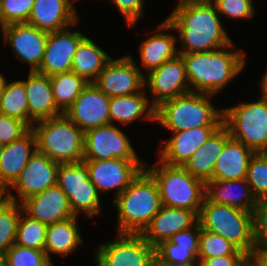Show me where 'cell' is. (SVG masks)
Instances as JSON below:
<instances>
[{
  "instance_id": "50",
  "label": "cell",
  "mask_w": 267,
  "mask_h": 266,
  "mask_svg": "<svg viewBox=\"0 0 267 266\" xmlns=\"http://www.w3.org/2000/svg\"><path fill=\"white\" fill-rule=\"evenodd\" d=\"M9 200L7 189L0 188V208Z\"/></svg>"
},
{
  "instance_id": "29",
  "label": "cell",
  "mask_w": 267,
  "mask_h": 266,
  "mask_svg": "<svg viewBox=\"0 0 267 266\" xmlns=\"http://www.w3.org/2000/svg\"><path fill=\"white\" fill-rule=\"evenodd\" d=\"M254 154L252 149L230 136L218 156L211 179H246L249 161Z\"/></svg>"
},
{
  "instance_id": "8",
  "label": "cell",
  "mask_w": 267,
  "mask_h": 266,
  "mask_svg": "<svg viewBox=\"0 0 267 266\" xmlns=\"http://www.w3.org/2000/svg\"><path fill=\"white\" fill-rule=\"evenodd\" d=\"M258 95V100L223 107V124L230 136L255 153L267 152V98Z\"/></svg>"
},
{
  "instance_id": "40",
  "label": "cell",
  "mask_w": 267,
  "mask_h": 266,
  "mask_svg": "<svg viewBox=\"0 0 267 266\" xmlns=\"http://www.w3.org/2000/svg\"><path fill=\"white\" fill-rule=\"evenodd\" d=\"M216 7L220 17L227 20H252L257 14L254 0H210ZM255 6V7H254Z\"/></svg>"
},
{
  "instance_id": "47",
  "label": "cell",
  "mask_w": 267,
  "mask_h": 266,
  "mask_svg": "<svg viewBox=\"0 0 267 266\" xmlns=\"http://www.w3.org/2000/svg\"><path fill=\"white\" fill-rule=\"evenodd\" d=\"M254 266H267V247L255 246L248 254Z\"/></svg>"
},
{
  "instance_id": "31",
  "label": "cell",
  "mask_w": 267,
  "mask_h": 266,
  "mask_svg": "<svg viewBox=\"0 0 267 266\" xmlns=\"http://www.w3.org/2000/svg\"><path fill=\"white\" fill-rule=\"evenodd\" d=\"M111 58L112 55L86 36L77 47L71 70L86 82L93 83Z\"/></svg>"
},
{
  "instance_id": "36",
  "label": "cell",
  "mask_w": 267,
  "mask_h": 266,
  "mask_svg": "<svg viewBox=\"0 0 267 266\" xmlns=\"http://www.w3.org/2000/svg\"><path fill=\"white\" fill-rule=\"evenodd\" d=\"M227 255H247L224 237L201 229L199 236L198 261Z\"/></svg>"
},
{
  "instance_id": "32",
  "label": "cell",
  "mask_w": 267,
  "mask_h": 266,
  "mask_svg": "<svg viewBox=\"0 0 267 266\" xmlns=\"http://www.w3.org/2000/svg\"><path fill=\"white\" fill-rule=\"evenodd\" d=\"M52 92L57 107L64 113L88 84L74 71L50 76Z\"/></svg>"
},
{
  "instance_id": "45",
  "label": "cell",
  "mask_w": 267,
  "mask_h": 266,
  "mask_svg": "<svg viewBox=\"0 0 267 266\" xmlns=\"http://www.w3.org/2000/svg\"><path fill=\"white\" fill-rule=\"evenodd\" d=\"M201 225L197 223L192 228L174 234L169 241L183 247H199Z\"/></svg>"
},
{
  "instance_id": "11",
  "label": "cell",
  "mask_w": 267,
  "mask_h": 266,
  "mask_svg": "<svg viewBox=\"0 0 267 266\" xmlns=\"http://www.w3.org/2000/svg\"><path fill=\"white\" fill-rule=\"evenodd\" d=\"M119 125L108 124L84 133L83 160H141L130 137Z\"/></svg>"
},
{
  "instance_id": "25",
  "label": "cell",
  "mask_w": 267,
  "mask_h": 266,
  "mask_svg": "<svg viewBox=\"0 0 267 266\" xmlns=\"http://www.w3.org/2000/svg\"><path fill=\"white\" fill-rule=\"evenodd\" d=\"M36 150V137L32 129L4 145L0 157V188L8 189L14 183Z\"/></svg>"
},
{
  "instance_id": "38",
  "label": "cell",
  "mask_w": 267,
  "mask_h": 266,
  "mask_svg": "<svg viewBox=\"0 0 267 266\" xmlns=\"http://www.w3.org/2000/svg\"><path fill=\"white\" fill-rule=\"evenodd\" d=\"M199 247H183L169 240L161 242L155 247V256L162 262L174 263H200L198 261Z\"/></svg>"
},
{
  "instance_id": "13",
  "label": "cell",
  "mask_w": 267,
  "mask_h": 266,
  "mask_svg": "<svg viewBox=\"0 0 267 266\" xmlns=\"http://www.w3.org/2000/svg\"><path fill=\"white\" fill-rule=\"evenodd\" d=\"M144 88L155 108L165 100L191 92L182 56L178 54L146 74Z\"/></svg>"
},
{
  "instance_id": "48",
  "label": "cell",
  "mask_w": 267,
  "mask_h": 266,
  "mask_svg": "<svg viewBox=\"0 0 267 266\" xmlns=\"http://www.w3.org/2000/svg\"><path fill=\"white\" fill-rule=\"evenodd\" d=\"M261 79H260V85H259V93L260 95H262L263 97L267 98V68L266 70H264L263 74L261 75Z\"/></svg>"
},
{
  "instance_id": "2",
  "label": "cell",
  "mask_w": 267,
  "mask_h": 266,
  "mask_svg": "<svg viewBox=\"0 0 267 266\" xmlns=\"http://www.w3.org/2000/svg\"><path fill=\"white\" fill-rule=\"evenodd\" d=\"M234 41L220 49L179 53L185 63L186 76L191 92L219 96L235 78L246 69L248 58L243 49L235 48Z\"/></svg>"
},
{
  "instance_id": "16",
  "label": "cell",
  "mask_w": 267,
  "mask_h": 266,
  "mask_svg": "<svg viewBox=\"0 0 267 266\" xmlns=\"http://www.w3.org/2000/svg\"><path fill=\"white\" fill-rule=\"evenodd\" d=\"M145 76L126 55L111 58L93 82L108 97L128 96L143 91Z\"/></svg>"
},
{
  "instance_id": "43",
  "label": "cell",
  "mask_w": 267,
  "mask_h": 266,
  "mask_svg": "<svg viewBox=\"0 0 267 266\" xmlns=\"http://www.w3.org/2000/svg\"><path fill=\"white\" fill-rule=\"evenodd\" d=\"M31 127L24 121L0 114V143L7 145L25 135Z\"/></svg>"
},
{
  "instance_id": "3",
  "label": "cell",
  "mask_w": 267,
  "mask_h": 266,
  "mask_svg": "<svg viewBox=\"0 0 267 266\" xmlns=\"http://www.w3.org/2000/svg\"><path fill=\"white\" fill-rule=\"evenodd\" d=\"M117 233L141 234L162 204L158 184L144 168L115 199Z\"/></svg>"
},
{
  "instance_id": "41",
  "label": "cell",
  "mask_w": 267,
  "mask_h": 266,
  "mask_svg": "<svg viewBox=\"0 0 267 266\" xmlns=\"http://www.w3.org/2000/svg\"><path fill=\"white\" fill-rule=\"evenodd\" d=\"M33 5L34 0H0L1 28L27 22Z\"/></svg>"
},
{
  "instance_id": "33",
  "label": "cell",
  "mask_w": 267,
  "mask_h": 266,
  "mask_svg": "<svg viewBox=\"0 0 267 266\" xmlns=\"http://www.w3.org/2000/svg\"><path fill=\"white\" fill-rule=\"evenodd\" d=\"M0 114L18 118L29 125V106L22 79L8 80L0 96Z\"/></svg>"
},
{
  "instance_id": "35",
  "label": "cell",
  "mask_w": 267,
  "mask_h": 266,
  "mask_svg": "<svg viewBox=\"0 0 267 266\" xmlns=\"http://www.w3.org/2000/svg\"><path fill=\"white\" fill-rule=\"evenodd\" d=\"M22 205L19 202L8 200L0 208V253H6L15 244L17 225Z\"/></svg>"
},
{
  "instance_id": "19",
  "label": "cell",
  "mask_w": 267,
  "mask_h": 266,
  "mask_svg": "<svg viewBox=\"0 0 267 266\" xmlns=\"http://www.w3.org/2000/svg\"><path fill=\"white\" fill-rule=\"evenodd\" d=\"M109 103L110 97L94 83H88L64 114L85 133L110 124Z\"/></svg>"
},
{
  "instance_id": "14",
  "label": "cell",
  "mask_w": 267,
  "mask_h": 266,
  "mask_svg": "<svg viewBox=\"0 0 267 266\" xmlns=\"http://www.w3.org/2000/svg\"><path fill=\"white\" fill-rule=\"evenodd\" d=\"M58 168L59 163L36 150L20 176L7 189L9 200L22 203L26 198L56 185Z\"/></svg>"
},
{
  "instance_id": "30",
  "label": "cell",
  "mask_w": 267,
  "mask_h": 266,
  "mask_svg": "<svg viewBox=\"0 0 267 266\" xmlns=\"http://www.w3.org/2000/svg\"><path fill=\"white\" fill-rule=\"evenodd\" d=\"M230 137L228 128L222 124L184 164V168L205 183L213 177L214 167L225 141Z\"/></svg>"
},
{
  "instance_id": "34",
  "label": "cell",
  "mask_w": 267,
  "mask_h": 266,
  "mask_svg": "<svg viewBox=\"0 0 267 266\" xmlns=\"http://www.w3.org/2000/svg\"><path fill=\"white\" fill-rule=\"evenodd\" d=\"M47 227L48 225L30 218L22 212L17 225L15 244L44 250Z\"/></svg>"
},
{
  "instance_id": "17",
  "label": "cell",
  "mask_w": 267,
  "mask_h": 266,
  "mask_svg": "<svg viewBox=\"0 0 267 266\" xmlns=\"http://www.w3.org/2000/svg\"><path fill=\"white\" fill-rule=\"evenodd\" d=\"M163 20L155 27L154 32L153 29L152 32L148 31L150 35L143 38L138 45L141 66L134 59V55L127 53L144 76L179 54L176 31L166 18Z\"/></svg>"
},
{
  "instance_id": "10",
  "label": "cell",
  "mask_w": 267,
  "mask_h": 266,
  "mask_svg": "<svg viewBox=\"0 0 267 266\" xmlns=\"http://www.w3.org/2000/svg\"><path fill=\"white\" fill-rule=\"evenodd\" d=\"M95 266H152L155 247L141 234L116 233L115 238L96 245Z\"/></svg>"
},
{
  "instance_id": "18",
  "label": "cell",
  "mask_w": 267,
  "mask_h": 266,
  "mask_svg": "<svg viewBox=\"0 0 267 266\" xmlns=\"http://www.w3.org/2000/svg\"><path fill=\"white\" fill-rule=\"evenodd\" d=\"M79 20L65 29L48 33L45 52L37 72L53 76L71 71L72 61L79 43L86 37L80 30H74Z\"/></svg>"
},
{
  "instance_id": "54",
  "label": "cell",
  "mask_w": 267,
  "mask_h": 266,
  "mask_svg": "<svg viewBox=\"0 0 267 266\" xmlns=\"http://www.w3.org/2000/svg\"><path fill=\"white\" fill-rule=\"evenodd\" d=\"M3 147H4V145L0 143V157H1V154H2Z\"/></svg>"
},
{
  "instance_id": "51",
  "label": "cell",
  "mask_w": 267,
  "mask_h": 266,
  "mask_svg": "<svg viewBox=\"0 0 267 266\" xmlns=\"http://www.w3.org/2000/svg\"><path fill=\"white\" fill-rule=\"evenodd\" d=\"M8 77H6L5 75H4V72L2 73V72H0V96H1V94H2V92H3V90H4V87H5V85H6V83H7V81L9 80V79H7Z\"/></svg>"
},
{
  "instance_id": "52",
  "label": "cell",
  "mask_w": 267,
  "mask_h": 266,
  "mask_svg": "<svg viewBox=\"0 0 267 266\" xmlns=\"http://www.w3.org/2000/svg\"><path fill=\"white\" fill-rule=\"evenodd\" d=\"M0 266H6L5 253H0Z\"/></svg>"
},
{
  "instance_id": "27",
  "label": "cell",
  "mask_w": 267,
  "mask_h": 266,
  "mask_svg": "<svg viewBox=\"0 0 267 266\" xmlns=\"http://www.w3.org/2000/svg\"><path fill=\"white\" fill-rule=\"evenodd\" d=\"M78 219L80 217L74 216L48 225L44 252L53 265L52 256H69V254L77 252L78 249L80 250L79 247L85 243Z\"/></svg>"
},
{
  "instance_id": "4",
  "label": "cell",
  "mask_w": 267,
  "mask_h": 266,
  "mask_svg": "<svg viewBox=\"0 0 267 266\" xmlns=\"http://www.w3.org/2000/svg\"><path fill=\"white\" fill-rule=\"evenodd\" d=\"M215 97L212 94L188 92L165 100L155 108V123L166 132L221 126L223 107H215L212 103Z\"/></svg>"
},
{
  "instance_id": "1",
  "label": "cell",
  "mask_w": 267,
  "mask_h": 266,
  "mask_svg": "<svg viewBox=\"0 0 267 266\" xmlns=\"http://www.w3.org/2000/svg\"><path fill=\"white\" fill-rule=\"evenodd\" d=\"M165 18L177 33L178 53L217 50L234 41L210 0H178Z\"/></svg>"
},
{
  "instance_id": "26",
  "label": "cell",
  "mask_w": 267,
  "mask_h": 266,
  "mask_svg": "<svg viewBox=\"0 0 267 266\" xmlns=\"http://www.w3.org/2000/svg\"><path fill=\"white\" fill-rule=\"evenodd\" d=\"M110 124L126 127L136 121L155 123V107L150 103L144 89L141 92L110 98Z\"/></svg>"
},
{
  "instance_id": "28",
  "label": "cell",
  "mask_w": 267,
  "mask_h": 266,
  "mask_svg": "<svg viewBox=\"0 0 267 266\" xmlns=\"http://www.w3.org/2000/svg\"><path fill=\"white\" fill-rule=\"evenodd\" d=\"M205 196L214 203L253 212L257 199L246 179L216 180L206 182Z\"/></svg>"
},
{
  "instance_id": "37",
  "label": "cell",
  "mask_w": 267,
  "mask_h": 266,
  "mask_svg": "<svg viewBox=\"0 0 267 266\" xmlns=\"http://www.w3.org/2000/svg\"><path fill=\"white\" fill-rule=\"evenodd\" d=\"M246 181L257 200L267 199V152L255 153L251 157Z\"/></svg>"
},
{
  "instance_id": "23",
  "label": "cell",
  "mask_w": 267,
  "mask_h": 266,
  "mask_svg": "<svg viewBox=\"0 0 267 266\" xmlns=\"http://www.w3.org/2000/svg\"><path fill=\"white\" fill-rule=\"evenodd\" d=\"M197 223L198 215L194 211L162 205L141 235L151 246L156 247L174 234L188 230Z\"/></svg>"
},
{
  "instance_id": "5",
  "label": "cell",
  "mask_w": 267,
  "mask_h": 266,
  "mask_svg": "<svg viewBox=\"0 0 267 266\" xmlns=\"http://www.w3.org/2000/svg\"><path fill=\"white\" fill-rule=\"evenodd\" d=\"M144 168L156 180L163 206L186 209L199 215L206 191L203 180L193 176L183 166L168 165L158 158L153 164L146 160Z\"/></svg>"
},
{
  "instance_id": "7",
  "label": "cell",
  "mask_w": 267,
  "mask_h": 266,
  "mask_svg": "<svg viewBox=\"0 0 267 266\" xmlns=\"http://www.w3.org/2000/svg\"><path fill=\"white\" fill-rule=\"evenodd\" d=\"M198 223L202 229L224 237L247 255L256 246L252 212L211 202L205 196Z\"/></svg>"
},
{
  "instance_id": "9",
  "label": "cell",
  "mask_w": 267,
  "mask_h": 266,
  "mask_svg": "<svg viewBox=\"0 0 267 266\" xmlns=\"http://www.w3.org/2000/svg\"><path fill=\"white\" fill-rule=\"evenodd\" d=\"M57 185L67 195L75 216L82 214L83 219H93L103 215V198L89 179L88 168L83 161L59 164Z\"/></svg>"
},
{
  "instance_id": "6",
  "label": "cell",
  "mask_w": 267,
  "mask_h": 266,
  "mask_svg": "<svg viewBox=\"0 0 267 266\" xmlns=\"http://www.w3.org/2000/svg\"><path fill=\"white\" fill-rule=\"evenodd\" d=\"M37 151L59 164L83 161L84 132L65 114L37 121L31 127Z\"/></svg>"
},
{
  "instance_id": "24",
  "label": "cell",
  "mask_w": 267,
  "mask_h": 266,
  "mask_svg": "<svg viewBox=\"0 0 267 266\" xmlns=\"http://www.w3.org/2000/svg\"><path fill=\"white\" fill-rule=\"evenodd\" d=\"M22 81L28 99L30 127L37 121L64 114L54 100L50 76L28 71L27 78Z\"/></svg>"
},
{
  "instance_id": "46",
  "label": "cell",
  "mask_w": 267,
  "mask_h": 266,
  "mask_svg": "<svg viewBox=\"0 0 267 266\" xmlns=\"http://www.w3.org/2000/svg\"><path fill=\"white\" fill-rule=\"evenodd\" d=\"M248 255H227L204 259L200 266H241Z\"/></svg>"
},
{
  "instance_id": "49",
  "label": "cell",
  "mask_w": 267,
  "mask_h": 266,
  "mask_svg": "<svg viewBox=\"0 0 267 266\" xmlns=\"http://www.w3.org/2000/svg\"><path fill=\"white\" fill-rule=\"evenodd\" d=\"M152 266H200V263H187V264H182V263H174V264H169L166 262L160 261L156 256L154 257Z\"/></svg>"
},
{
  "instance_id": "42",
  "label": "cell",
  "mask_w": 267,
  "mask_h": 266,
  "mask_svg": "<svg viewBox=\"0 0 267 266\" xmlns=\"http://www.w3.org/2000/svg\"><path fill=\"white\" fill-rule=\"evenodd\" d=\"M115 8L118 13L123 17V23L128 28L136 27L139 20L145 16V2L146 0H107ZM144 15V16H143Z\"/></svg>"
},
{
  "instance_id": "39",
  "label": "cell",
  "mask_w": 267,
  "mask_h": 266,
  "mask_svg": "<svg viewBox=\"0 0 267 266\" xmlns=\"http://www.w3.org/2000/svg\"><path fill=\"white\" fill-rule=\"evenodd\" d=\"M6 266H54L44 250L13 244L5 253Z\"/></svg>"
},
{
  "instance_id": "21",
  "label": "cell",
  "mask_w": 267,
  "mask_h": 266,
  "mask_svg": "<svg viewBox=\"0 0 267 266\" xmlns=\"http://www.w3.org/2000/svg\"><path fill=\"white\" fill-rule=\"evenodd\" d=\"M21 205L26 215L46 225L75 216L67 195L57 184L48 187L39 194L26 198Z\"/></svg>"
},
{
  "instance_id": "53",
  "label": "cell",
  "mask_w": 267,
  "mask_h": 266,
  "mask_svg": "<svg viewBox=\"0 0 267 266\" xmlns=\"http://www.w3.org/2000/svg\"><path fill=\"white\" fill-rule=\"evenodd\" d=\"M241 266H254L252 264V262L247 258L242 264Z\"/></svg>"
},
{
  "instance_id": "12",
  "label": "cell",
  "mask_w": 267,
  "mask_h": 266,
  "mask_svg": "<svg viewBox=\"0 0 267 266\" xmlns=\"http://www.w3.org/2000/svg\"><path fill=\"white\" fill-rule=\"evenodd\" d=\"M146 160H83L87 165L89 179L102 196L113 192V199L119 196L131 181L144 169Z\"/></svg>"
},
{
  "instance_id": "15",
  "label": "cell",
  "mask_w": 267,
  "mask_h": 266,
  "mask_svg": "<svg viewBox=\"0 0 267 266\" xmlns=\"http://www.w3.org/2000/svg\"><path fill=\"white\" fill-rule=\"evenodd\" d=\"M2 43L11 48L15 59L29 65L28 71H37L45 52L48 33L33 25L17 23L6 25L0 30Z\"/></svg>"
},
{
  "instance_id": "22",
  "label": "cell",
  "mask_w": 267,
  "mask_h": 266,
  "mask_svg": "<svg viewBox=\"0 0 267 266\" xmlns=\"http://www.w3.org/2000/svg\"><path fill=\"white\" fill-rule=\"evenodd\" d=\"M75 4L74 0H34L27 23L47 33L65 29L80 19Z\"/></svg>"
},
{
  "instance_id": "44",
  "label": "cell",
  "mask_w": 267,
  "mask_h": 266,
  "mask_svg": "<svg viewBox=\"0 0 267 266\" xmlns=\"http://www.w3.org/2000/svg\"><path fill=\"white\" fill-rule=\"evenodd\" d=\"M252 214L255 245L267 247V199L257 200Z\"/></svg>"
},
{
  "instance_id": "20",
  "label": "cell",
  "mask_w": 267,
  "mask_h": 266,
  "mask_svg": "<svg viewBox=\"0 0 267 266\" xmlns=\"http://www.w3.org/2000/svg\"><path fill=\"white\" fill-rule=\"evenodd\" d=\"M220 126H203L184 131L169 132L171 137L160 142L157 148V157L165 164L184 166L193 153L205 142Z\"/></svg>"
}]
</instances>
